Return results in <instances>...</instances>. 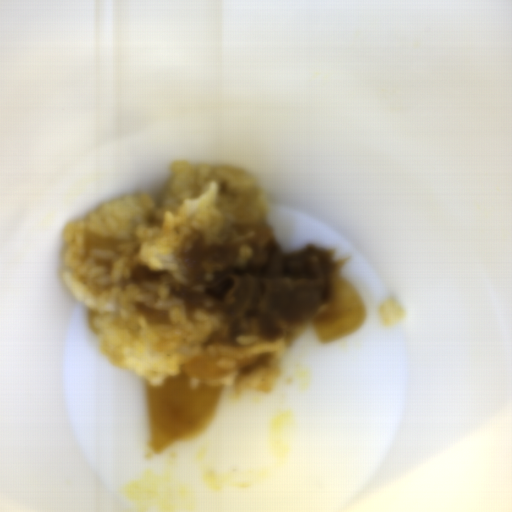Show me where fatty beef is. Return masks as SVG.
<instances>
[{
  "label": "fatty beef",
  "instance_id": "obj_1",
  "mask_svg": "<svg viewBox=\"0 0 512 512\" xmlns=\"http://www.w3.org/2000/svg\"><path fill=\"white\" fill-rule=\"evenodd\" d=\"M188 280L172 284L185 309L218 312L224 327L207 338L214 353L234 358L240 376L272 364L332 300L345 260L308 245L283 251L268 228L237 223L224 243L197 239L184 254Z\"/></svg>",
  "mask_w": 512,
  "mask_h": 512
},
{
  "label": "fatty beef",
  "instance_id": "obj_2",
  "mask_svg": "<svg viewBox=\"0 0 512 512\" xmlns=\"http://www.w3.org/2000/svg\"><path fill=\"white\" fill-rule=\"evenodd\" d=\"M168 273L164 270H151L149 266L137 265L133 268L130 282L136 285H143L146 283H156Z\"/></svg>",
  "mask_w": 512,
  "mask_h": 512
},
{
  "label": "fatty beef",
  "instance_id": "obj_3",
  "mask_svg": "<svg viewBox=\"0 0 512 512\" xmlns=\"http://www.w3.org/2000/svg\"><path fill=\"white\" fill-rule=\"evenodd\" d=\"M137 313L144 316L148 324L168 325L169 323L170 312L151 309L145 303L137 304Z\"/></svg>",
  "mask_w": 512,
  "mask_h": 512
}]
</instances>
